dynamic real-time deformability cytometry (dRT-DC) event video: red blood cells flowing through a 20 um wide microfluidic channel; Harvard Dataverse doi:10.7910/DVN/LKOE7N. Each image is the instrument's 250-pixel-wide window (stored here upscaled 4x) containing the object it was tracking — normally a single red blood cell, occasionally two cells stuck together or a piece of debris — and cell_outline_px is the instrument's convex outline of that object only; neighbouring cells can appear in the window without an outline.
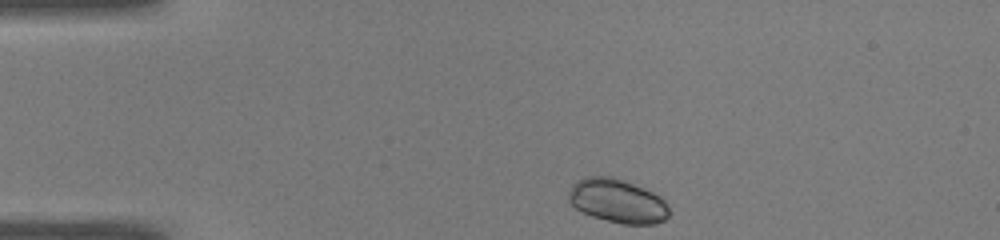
{"species": "common noctule bat (a hibernating species)", "species_latin": "Nyctalus noctula", "temperature_condition": "warm", "stored_images_in_passage": 37, "camera_frame_rate_fps": 3000, "um_per_image_px": 0.085, "animal": {"sex": "male", "body_mass_g": 19.0, "forearm_length_mm": 50.8}, "frame": {"image": 1, "passage_image": 1, "time_ms": 0.0, "image_size_px": [1000, 240], "cell_outline_px": [[668, 216], [664, 220], [656, 224], [624, 224], [592, 216], [576, 208], [568, 200], [568, 192], [572, 184], [576, 180], [584, 176], [612, 176], [624, 180], [652, 192], [660, 196], [664, 200], [668, 208]], "centroid_in_image_um": [52.46, 17.06], "position_along_channel_um": 32.5, "area_um2": 25.61}}
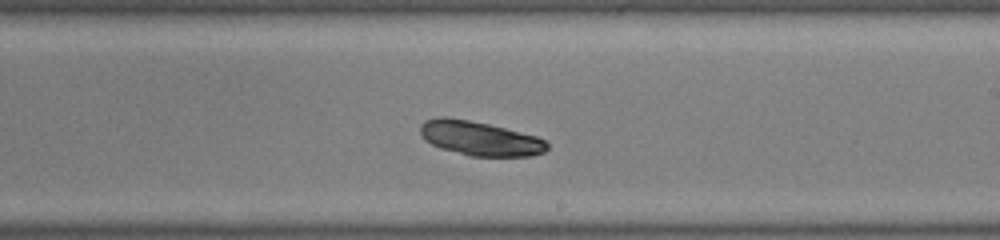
{"frame": {"image": 2, "passage_image": 21, "time_ms": 6.667, "image_size_px": [1000, 240], "cell_outline_px": [[548, 148], [544, 152], [532, 156], [468, 156], [440, 148], [424, 140], [420, 132], [420, 124], [424, 120], [436, 116], [448, 116], [488, 124], [536, 136], [544, 140], [548, 144]], "centroid_in_image_um": [40.73, 11.76], "position_along_channel_um": 248.3, "area_um2": 25.49}}
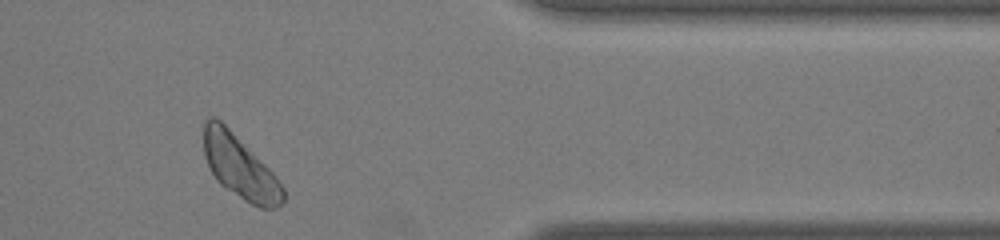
{"frame": {"image": 3, "passage_image": 33, "time_ms": 10.667, "image_size_px": [1000, 240], "cell_outline_px": [[284, 200], [276, 208], [260, 208], [244, 200], [220, 184], [216, 180], [204, 156], [204, 120], [208, 116], [212, 116], [220, 120], [276, 176], [284, 188]], "centroid_in_image_um": [20.37, 14.2], "position_along_channel_um": 391.0, "area_um2": 28.55}}